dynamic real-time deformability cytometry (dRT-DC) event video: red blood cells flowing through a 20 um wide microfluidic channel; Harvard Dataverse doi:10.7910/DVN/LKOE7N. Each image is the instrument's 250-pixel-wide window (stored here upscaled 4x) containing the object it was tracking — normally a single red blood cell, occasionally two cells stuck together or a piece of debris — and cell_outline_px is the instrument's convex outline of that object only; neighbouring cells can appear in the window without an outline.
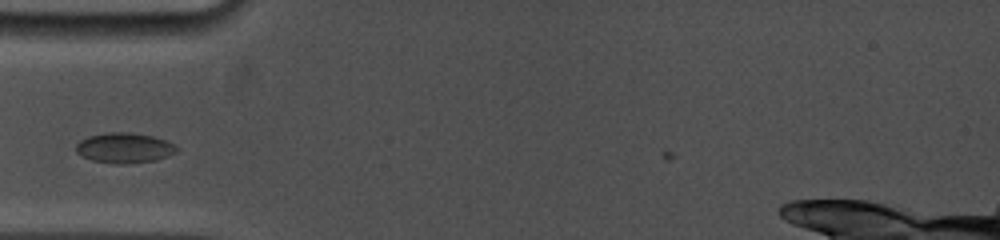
{"species": "common noctule bat (a hibernating species)", "species_latin": "Nyctalus noctula", "temperature_condition": "cold", "stored_images_in_passage": 30, "camera_frame_rate_fps": 5000, "um_per_image_px": 0.085, "animal": {"sex": "female", "body_mass_g": 19.0, "forearm_length_mm": 53.3}, "frame": {"image": 1, "passage_image": 4, "time_ms": 1.2, "image_size_px": [1000, 240], "cell_outline_px": [[180, 148], [176, 152], [168, 156], [156, 160], [124, 164], [112, 164], [92, 160], [76, 152], [76, 144], [80, 140], [88, 136], [104, 132], [132, 132], [152, 136], [164, 140]], "centroid_in_image_um": [10.56, 12.57], "position_along_channel_um": 74.4, "area_um2": 17.8}}
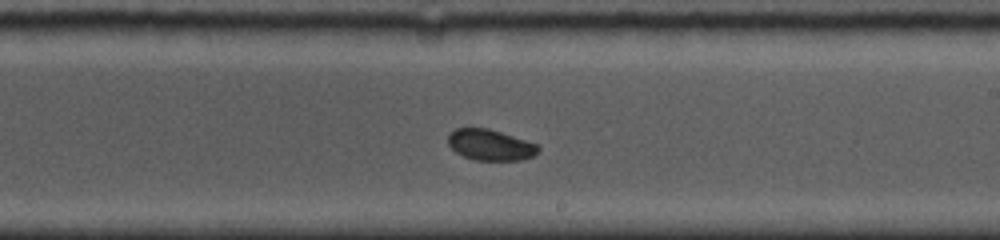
{"frame": {"image": 2, "passage_image": 15, "time_ms": 5.8, "image_size_px": [1000, 240], "cell_outline_px": [[540, 152], [532, 156], [520, 160], [476, 160], [464, 156], [456, 152], [448, 144], [448, 132], [456, 128], [488, 128], [536, 144], [540, 148]], "centroid_in_image_um": [41.65, 12.31], "position_along_channel_um": 247.4, "area_um2": 16.13}}
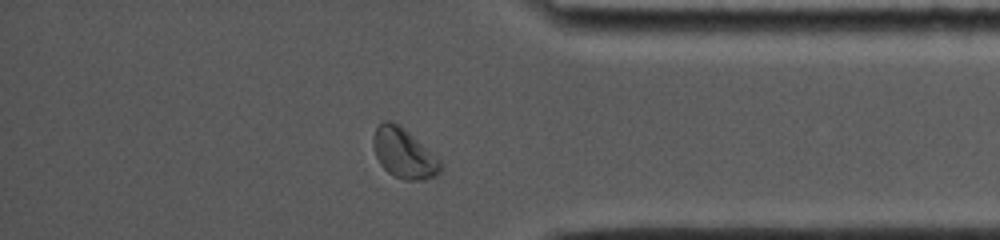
{"frame": {"image": 3, "passage_image": 25, "time_ms": 10.0, "image_size_px": [1000, 240], "cell_outline_px": [[444, 168], [436, 176], [424, 180], [404, 180], [388, 172], [380, 164], [376, 156], [372, 144], [372, 136], [376, 128], [384, 120], [392, 120], [400, 124], [436, 156], [444, 164]], "centroid_in_image_um": [34.34, 13.02], "position_along_channel_um": 400.9, "area_um2": 19.77}}